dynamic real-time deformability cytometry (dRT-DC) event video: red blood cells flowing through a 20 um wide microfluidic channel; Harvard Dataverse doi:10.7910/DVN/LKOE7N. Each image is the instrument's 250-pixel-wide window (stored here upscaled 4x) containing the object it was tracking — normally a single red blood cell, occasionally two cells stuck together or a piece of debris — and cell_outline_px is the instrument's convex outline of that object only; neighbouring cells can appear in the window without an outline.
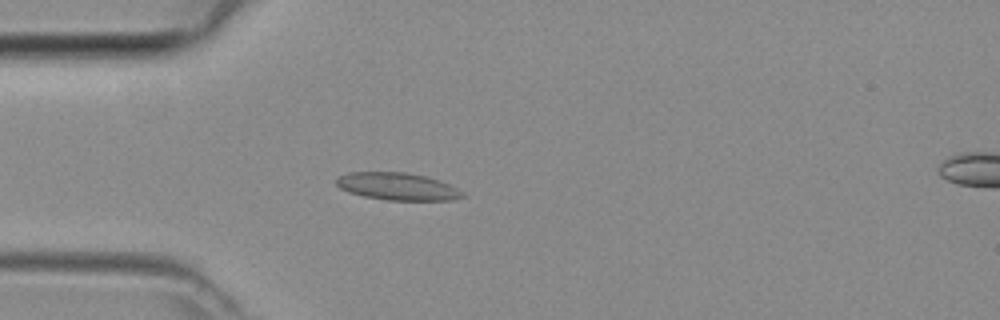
{"species": "common noctule bat (a hibernating species)", "species_latin": "Nyctalus noctula", "temperature_condition": "room temperature", "stored_images_in_passage": 39, "camera_frame_rate_fps": 3000, "um_per_image_px": 0.085, "animal": {"sex": "female", "body_mass_g": 29.2, "forearm_length_mm": 56.3}, "frame": {"image": 1, "passage_image": 6, "time_ms": 1.667, "image_size_px": [1000, 320], "cell_outline_px": [[464, 196], [452, 200], [388, 200], [364, 196], [348, 192], [340, 188], [336, 184], [336, 176], [348, 172], [404, 172], [424, 176], [440, 180], [464, 192]], "centroid_in_image_um": [33.75, 15.84], "position_along_channel_um": 51.3, "area_um2": 20.11}}
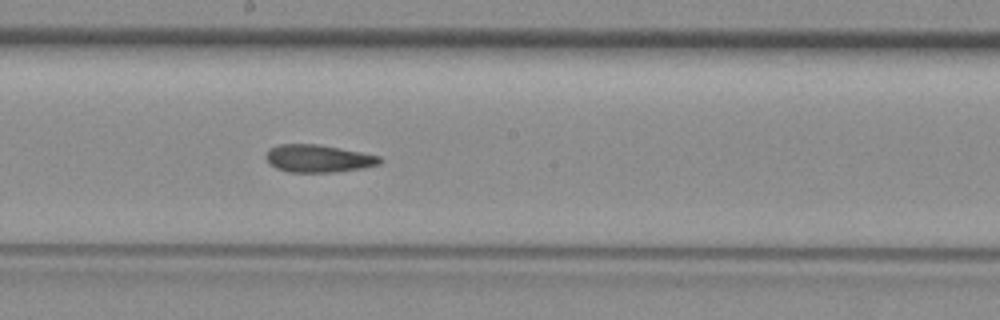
{"frame": {"image": 2, "passage_image": 18, "time_ms": 5.667, "image_size_px": [1000, 320], "cell_outline_px": [[384, 160], [380, 164], [364, 168], [332, 172], [288, 172], [276, 168], [268, 164], [264, 156], [272, 148], [280, 144], [316, 144], [340, 148], [380, 156]], "centroid_in_image_um": [27.06, 13.48], "position_along_channel_um": 221.1, "area_um2": 18.32}}
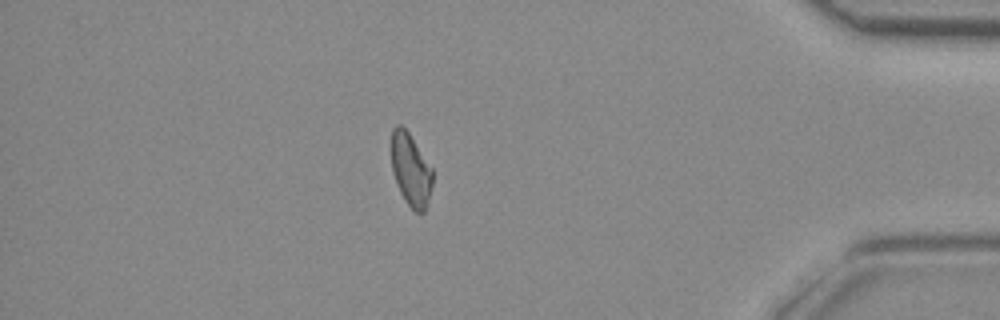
{"frame": {"image": 3, "passage_image": 33, "time_ms": 10.667, "image_size_px": [1000, 320], "cell_outline_px": [[432, 184], [424, 212], [416, 212], [404, 200], [400, 192], [392, 172], [392, 128], [396, 124], [400, 124], [408, 132], [432, 168]], "centroid_in_image_um": [34.9, 14.42], "position_along_channel_um": 400.3, "area_um2": 17.11}}